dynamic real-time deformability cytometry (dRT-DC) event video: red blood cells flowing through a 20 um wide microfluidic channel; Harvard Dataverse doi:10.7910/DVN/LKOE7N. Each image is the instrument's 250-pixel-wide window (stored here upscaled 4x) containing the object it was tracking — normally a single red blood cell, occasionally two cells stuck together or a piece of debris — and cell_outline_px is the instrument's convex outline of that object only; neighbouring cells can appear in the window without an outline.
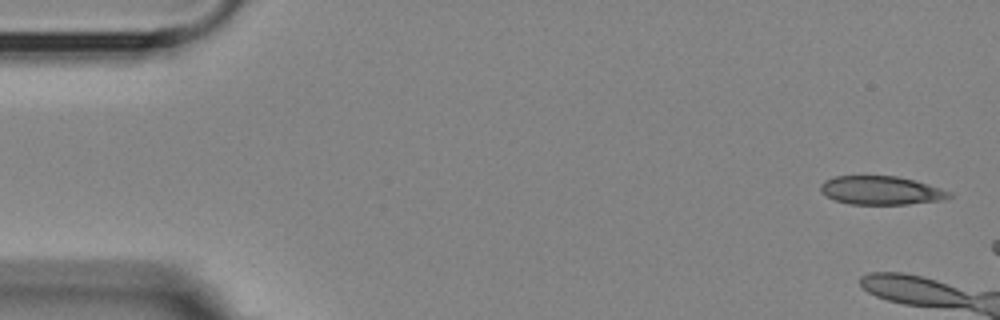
{"species": "Egyptian fruit bat (a non-hibernating species)", "species_latin": "Rousettus aegyptiacus", "temperature_condition": "room temperature", "stored_images_in_passage": 3, "camera_frame_rate_fps": 3000, "um_per_image_px": 0.085, "animal": {"sex": "female"}, "frame": {"image": 1, "passage_image": 1, "time_ms": 0.0, "image_size_px": [1000, 320], "cell_outline_px": [[952, 196], [944, 200], [908, 204], [848, 204], [836, 200], [820, 192], [820, 184], [824, 180], [832, 176], [896, 176], [928, 184], [952, 192]], "centroid_in_image_um": [74.88, 16.18], "position_along_channel_um": 10.1, "area_um2": 21.44}}